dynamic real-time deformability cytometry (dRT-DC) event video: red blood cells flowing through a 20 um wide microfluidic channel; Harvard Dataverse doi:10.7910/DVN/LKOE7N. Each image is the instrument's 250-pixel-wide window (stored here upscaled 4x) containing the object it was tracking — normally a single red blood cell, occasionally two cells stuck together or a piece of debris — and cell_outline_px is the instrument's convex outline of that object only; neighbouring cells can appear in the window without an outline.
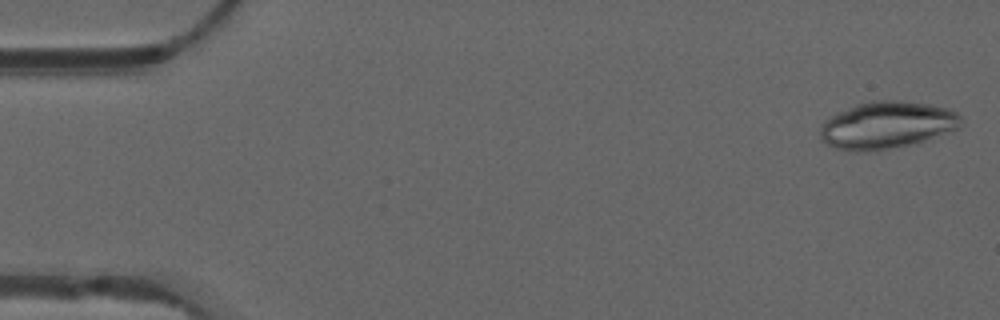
{"species": "common noctule bat (a hibernating species)", "species_latin": "Nyctalus noctula", "temperature_condition": "warm", "stored_images_in_passage": 52, "camera_frame_rate_fps": 3000, "um_per_image_px": 0.085, "animal": {"sex": "male", "forearm_length_mm": 52.5}, "frame": {"image": 1, "passage_image": 1, "time_ms": 0.0, "image_size_px": [1000, 320], "cell_outline_px": [[964, 124], [960, 128], [920, 144], [876, 152], [856, 152], [836, 148], [820, 140], [820, 124], [828, 116], [836, 112], [856, 104], [872, 100], [900, 100], [928, 104], [948, 108], [956, 112], [964, 120]], "centroid_in_image_um": [75.41, 10.66], "position_along_channel_um": 9.6, "area_um2": 40.11}}
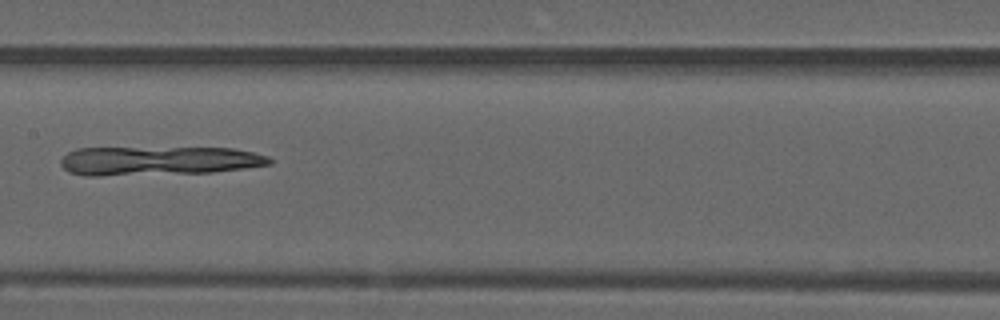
{"frame": {"image": 2, "passage_image": 26, "time_ms": 8.333, "image_size_px": [1000, 320], "cell_outline_px": [[272, 164], [244, 168], [212, 172], [100, 176], [84, 176], [68, 172], [60, 164], [60, 160], [68, 152], [76, 148], [232, 148], [252, 152], [268, 156], [272, 160]], "centroid_in_image_um": [13.43, 13.67], "position_along_channel_um": 194.0, "area_um2": 35.32}}
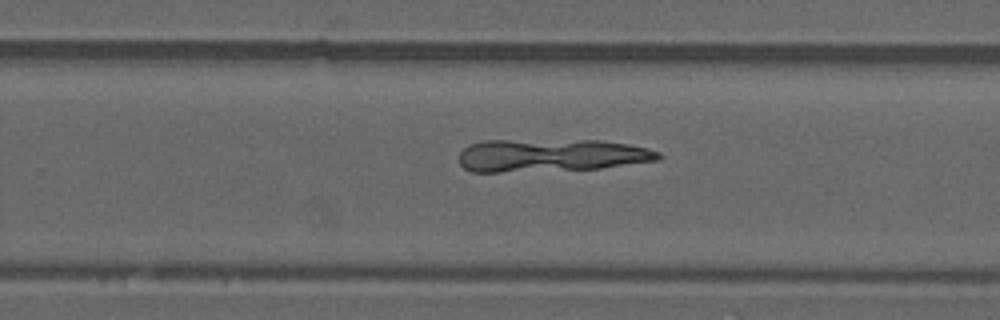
{"frame": {"image": 3, "passage_image": 33, "time_ms": 10.667, "image_size_px": [1000, 320], "cell_outline_px": [[664, 156], [660, 160], [600, 168], [500, 172], [472, 172], [464, 168], [460, 164], [460, 152], [468, 144], [484, 140], [600, 140], [628, 144], [648, 148], [660, 152]], "centroid_in_image_um": [46.85, 13.19], "position_along_channel_um": 283.0, "area_um2": 38.32}}